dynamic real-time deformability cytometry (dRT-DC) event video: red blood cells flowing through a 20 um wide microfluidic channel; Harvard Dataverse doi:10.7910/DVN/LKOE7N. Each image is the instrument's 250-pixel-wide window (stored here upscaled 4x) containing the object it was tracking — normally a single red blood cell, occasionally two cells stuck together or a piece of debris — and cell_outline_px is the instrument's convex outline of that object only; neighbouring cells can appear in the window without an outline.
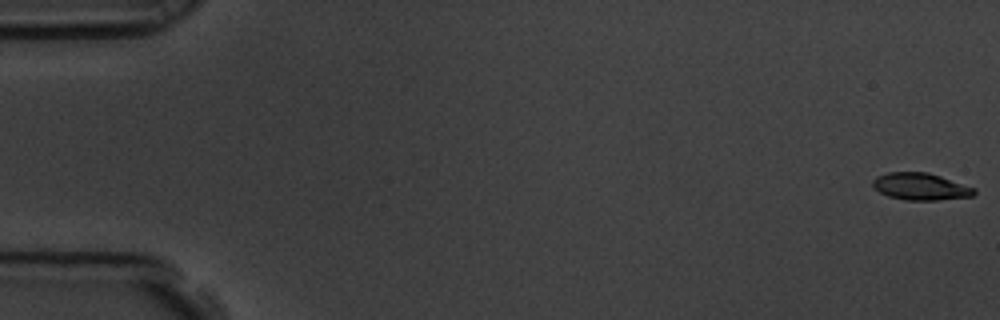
{"species": "common noctule bat (a hibernating species)", "species_latin": "Nyctalus noctula", "temperature_condition": "room temperature", "stored_images_in_passage": 5, "camera_frame_rate_fps": 3000, "um_per_image_px": 0.085, "animal": {"sex": "male", "body_mass_g": 19.5, "forearm_length_mm": 54.6}, "frame": {"image": 1, "passage_image": 1, "time_ms": 0.0, "image_size_px": [1000, 320], "cell_outline_px": [[976, 192], [972, 196], [940, 200], [904, 200], [888, 196], [880, 192], [872, 184], [872, 180], [876, 176], [888, 172], [928, 172], [976, 188]], "centroid_in_image_um": [78.25, 15.85], "position_along_channel_um": 6.8, "area_um2": 16.01}}
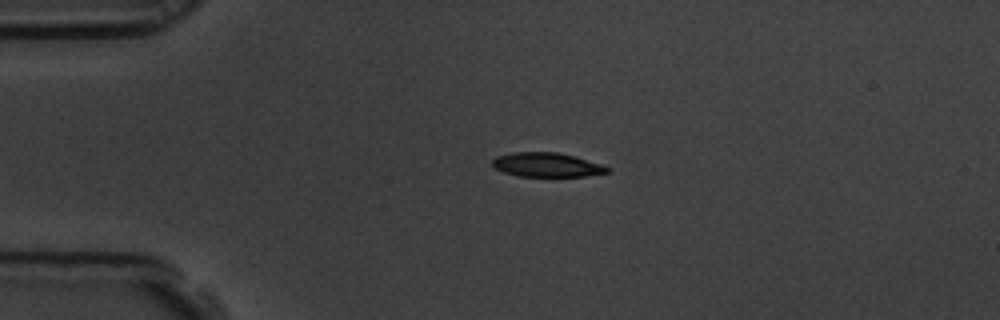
{"frame": {"image": 2, "passage_image": 4, "time_ms": 1.0, "image_size_px": [1000, 320], "cell_outline_px": [[612, 168], [608, 172], [584, 176], [520, 176], [504, 172], [496, 168], [492, 164], [492, 160], [496, 156], [512, 152], [556, 152], [604, 164]], "centroid_in_image_um": [46.5, 14.0], "position_along_channel_um": 38.5, "area_um2": 16.13}}